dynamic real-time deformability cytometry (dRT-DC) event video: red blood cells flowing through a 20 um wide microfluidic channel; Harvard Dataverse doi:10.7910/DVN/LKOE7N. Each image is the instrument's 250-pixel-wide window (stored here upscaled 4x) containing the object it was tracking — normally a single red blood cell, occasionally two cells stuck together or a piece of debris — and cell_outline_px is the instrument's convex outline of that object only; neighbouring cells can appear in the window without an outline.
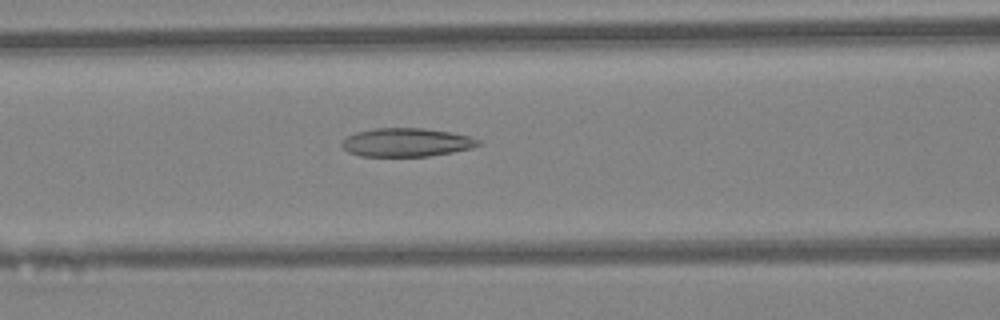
{"species": "Egyptian fruit bat (a non-hibernating species)", "species_latin": "Rousettus aegyptiacus", "temperature_condition": "warm", "stored_images_in_passage": 29, "camera_frame_rate_fps": 3000, "um_per_image_px": 0.085, "animal": {"sex": "female"}, "frame": {"image": 1, "passage_image": 11, "time_ms": 3.333, "image_size_px": [1000, 320], "cell_outline_px": [[480, 144], [472, 148], [452, 152], [428, 156], [360, 156], [348, 152], [340, 144], [348, 136], [356, 132], [376, 128], [424, 128], [452, 132], [472, 136], [480, 140]], "centroid_in_image_um": [34.58, 12.1], "position_along_channel_um": 132.0, "area_um2": 22.72}}
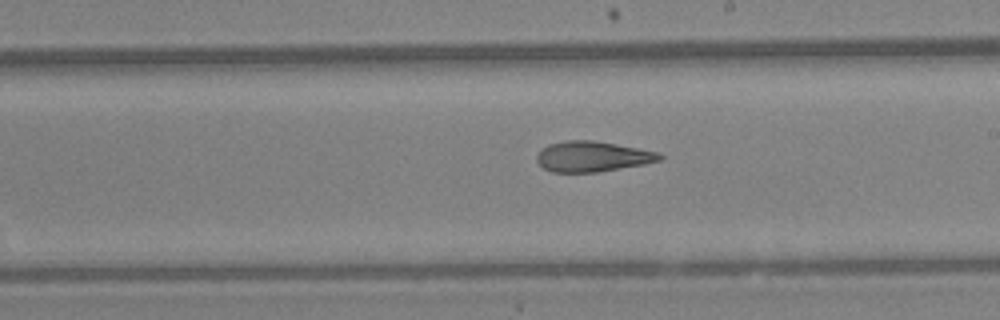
{"frame": {"image": 2, "passage_image": 18, "time_ms": 5.667, "image_size_px": [1000, 320], "cell_outline_px": [[664, 156], [660, 160], [644, 164], [596, 172], [552, 172], [544, 168], [536, 160], [536, 156], [548, 144], [568, 140], [592, 140], [616, 144], [660, 152]], "centroid_in_image_um": [50.37, 13.3], "position_along_channel_um": 238.6, "area_um2": 21.62}}
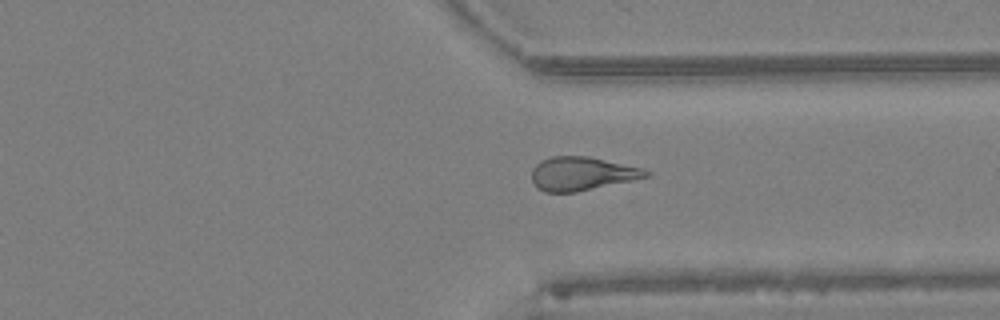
{"frame": {"image": 3, "passage_image": 26, "time_ms": 8.333, "image_size_px": [1000, 320], "cell_outline_px": [[652, 176], [576, 192], [544, 192], [536, 188], [532, 180], [532, 168], [540, 160], [552, 156], [588, 156], [640, 168], [652, 172]], "centroid_in_image_um": [49.43, 14.76], "position_along_channel_um": 362.0, "area_um2": 22.37}}